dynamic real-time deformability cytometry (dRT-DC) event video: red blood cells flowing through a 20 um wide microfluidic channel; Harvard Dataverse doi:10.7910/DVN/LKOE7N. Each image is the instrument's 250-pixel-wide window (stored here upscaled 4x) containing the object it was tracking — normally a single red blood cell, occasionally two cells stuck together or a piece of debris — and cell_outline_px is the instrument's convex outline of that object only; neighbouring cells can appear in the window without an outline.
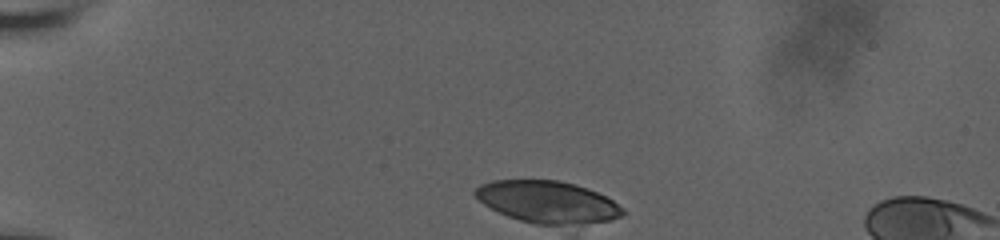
{"species": "human", "species_latin": "Homo sapiens", "temperature_condition": "room temperature", "stored_images_in_passage": 7, "camera_frame_rate_fps": 3000, "um_per_image_px": 0.085, "donor": {"sex": "male"}, "frame": {"image": 1, "passage_image": 1, "time_ms": 0.0, "image_size_px": [1000, 240], "cell_outline_px": [[624, 216], [608, 220], [584, 224], [536, 224], [520, 220], [508, 216], [484, 204], [472, 192], [480, 184], [492, 180], [560, 180], [588, 188], [612, 200], [624, 208]], "centroid_in_image_um": [46.56, 17.15], "position_along_channel_um": 38.4, "area_um2": 35.89}}
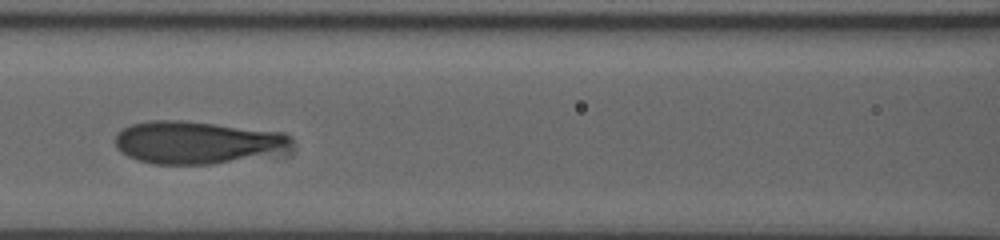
{"frame": {"image": 2, "passage_image": 5, "time_ms": 4.667, "image_size_px": [1000, 240], "cell_outline_px": [[292, 156], [212, 164], [152, 164], [136, 160], [128, 156], [116, 148], [116, 136], [124, 128], [132, 124], [152, 120], [180, 120], [216, 124], [284, 132], [292, 136]], "centroid_in_image_um": [17.0, 12.15], "position_along_channel_um": 149.6, "area_um2": 45.43}}
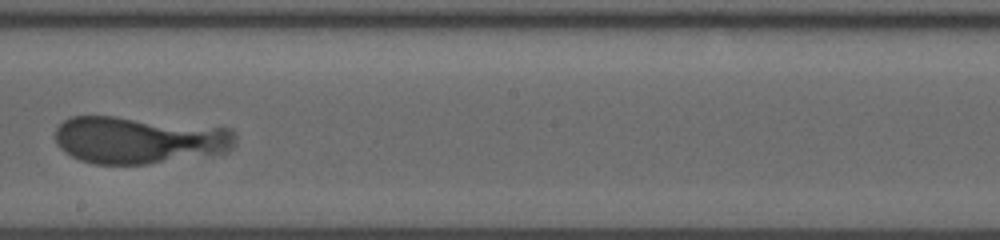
{"frame": {"image": 3, "passage_image": 7, "time_ms": 7.0, "image_size_px": [1000, 240], "cell_outline_px": [[236, 140], [232, 148], [228, 152], [148, 164], [92, 164], [80, 160], [64, 152], [56, 144], [56, 128], [64, 120], [72, 116], [116, 116], [232, 128], [236, 136]], "centroid_in_image_um": [11.82, 11.9], "position_along_channel_um": 236.4, "area_um2": 49.88}}